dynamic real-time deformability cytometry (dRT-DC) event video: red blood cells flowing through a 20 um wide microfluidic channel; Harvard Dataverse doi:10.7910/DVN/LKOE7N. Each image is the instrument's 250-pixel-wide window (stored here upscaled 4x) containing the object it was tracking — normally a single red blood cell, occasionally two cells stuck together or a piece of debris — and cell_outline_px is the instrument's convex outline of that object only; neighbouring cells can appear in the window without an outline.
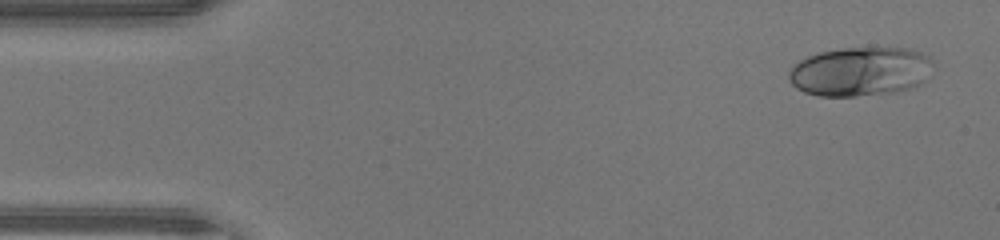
{"species": "human", "species_latin": "Homo sapiens", "temperature_condition": "warm", "stored_images_in_passage": 46, "camera_frame_rate_fps": 3000, "um_per_image_px": 0.085, "donor": {"sex": "male"}, "frame": {"image": 1, "passage_image": 2, "time_ms": 0.333, "image_size_px": [1000, 240], "cell_outline_px": [[932, 60], [924, 80], [920, 84], [912, 88], [896, 92], [856, 96], [820, 96], [804, 92], [796, 88], [788, 80], [788, 72], [800, 60], [808, 56], [820, 52], [844, 48], [904, 48], [920, 52], [928, 56]], "centroid_in_image_um": [73.08, 6.09], "position_along_channel_um": 11.9, "area_um2": 41.04}}
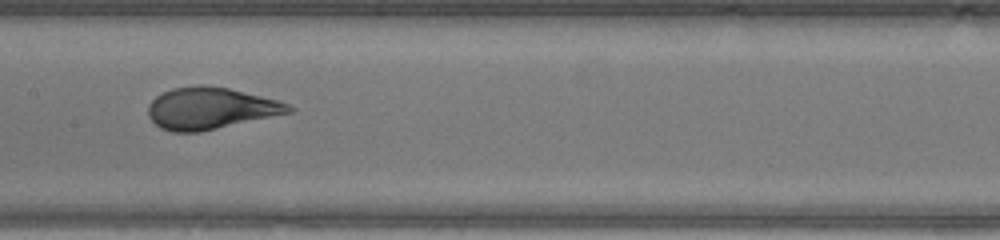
{"frame": {"image": 2, "passage_image": 22, "time_ms": 7.0, "image_size_px": [1000, 240], "cell_outline_px": [[296, 108], [292, 112], [200, 132], [172, 132], [160, 128], [148, 116], [148, 104], [156, 96], [172, 88], [196, 84], [204, 84], [228, 88], [280, 100]], "centroid_in_image_um": [17.89, 9.2], "position_along_channel_um": 189.5, "area_um2": 34.39}}
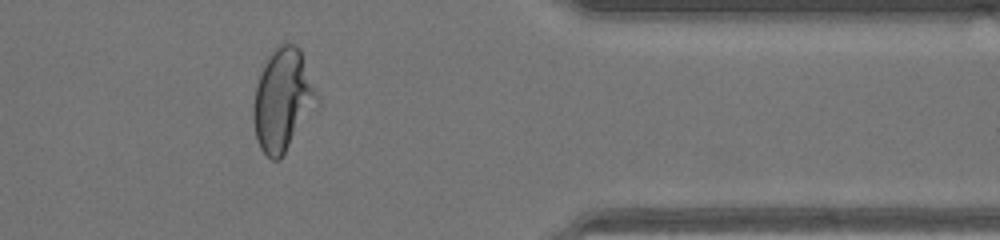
{"frame": {"image": 3, "passage_image": 37, "time_ms": 12.0, "image_size_px": [1000, 240], "cell_outline_px": [[320, 104], [280, 160], [272, 160], [260, 148], [256, 140], [252, 116], [252, 104], [256, 84], [264, 64], [268, 56], [276, 44], [296, 44], [300, 48], [320, 100]], "centroid_in_image_um": [24.04, 8.51], "position_along_channel_um": 387.4, "area_um2": 38.61}, "authors_computed_cell_mechanics": {"area_um2": 36.9631, "velocity_mm_per_s": 4.4016, "shape_relaxation_time_tau1_ms": 4.2643, "shape_relaxation_time_tau2_ms": null, "deformation_change_tau1": 0.2209, "deformation_change_tau2": null}}